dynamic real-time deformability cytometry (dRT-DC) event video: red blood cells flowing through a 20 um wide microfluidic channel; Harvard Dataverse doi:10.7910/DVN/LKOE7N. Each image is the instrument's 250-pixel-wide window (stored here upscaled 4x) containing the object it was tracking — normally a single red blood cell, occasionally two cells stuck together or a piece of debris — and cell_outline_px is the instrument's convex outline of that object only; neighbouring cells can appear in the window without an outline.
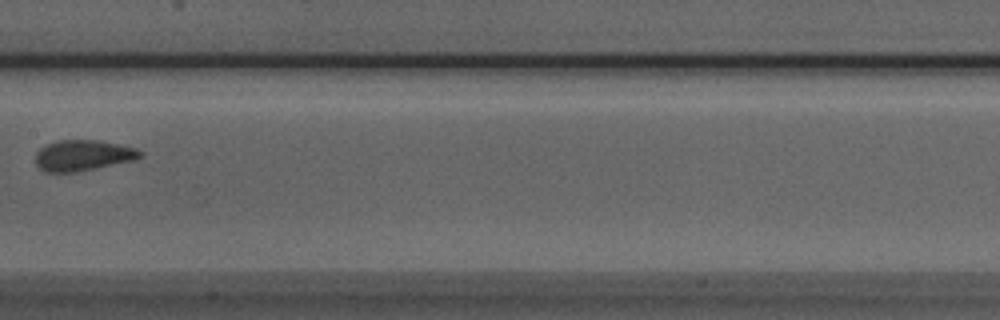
{"species": "Egyptian fruit bat (a non-hibernating species)", "species_latin": "Rousettus aegyptiacus", "temperature_condition": "room temperature", "stored_images_in_passage": 10, "camera_frame_rate_fps": 3000, "um_per_image_px": 0.085, "animal": {"sex": "male"}, "frame": {"image": 1, "passage_image": 9, "time_ms": 2.667, "image_size_px": [1000, 320], "cell_outline_px": [[144, 156], [136, 160], [76, 172], [44, 172], [36, 164], [36, 152], [40, 148], [56, 140], [96, 140], [136, 148], [144, 152]], "centroid_in_image_um": [7.07, 13.21], "position_along_channel_um": 200.3, "area_um2": 18.84}}
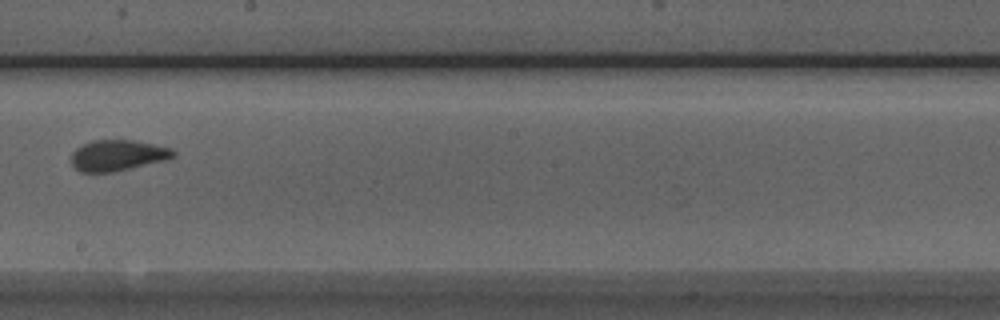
{"frame": {"image": 2, "passage_image": 10, "time_ms": 3.0, "image_size_px": [1000, 320], "cell_outline_px": [[176, 156], [168, 160], [112, 172], [80, 172], [72, 164], [72, 152], [76, 148], [92, 140], [132, 140], [172, 148], [176, 152]], "centroid_in_image_um": [10.03, 13.21], "position_along_channel_um": 238.2, "area_um2": 18.38}}